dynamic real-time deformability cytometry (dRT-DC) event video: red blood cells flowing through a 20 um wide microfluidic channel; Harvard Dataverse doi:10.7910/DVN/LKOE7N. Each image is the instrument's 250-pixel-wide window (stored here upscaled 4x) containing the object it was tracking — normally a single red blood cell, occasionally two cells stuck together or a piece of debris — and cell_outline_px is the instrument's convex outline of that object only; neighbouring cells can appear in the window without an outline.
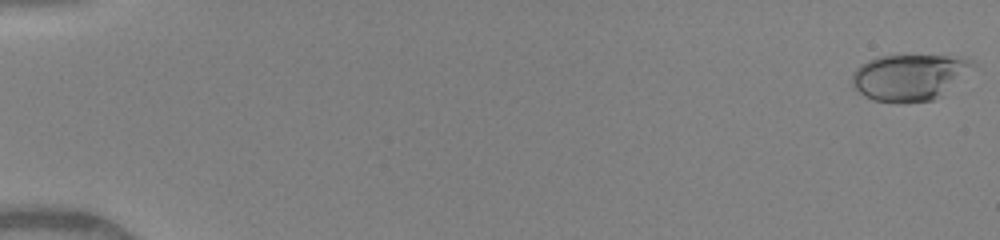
{"species": "human", "species_latin": "Homo sapiens", "temperature_condition": "warm", "stored_images_in_passage": 50, "camera_frame_rate_fps": 3000, "um_per_image_px": 0.085, "donor": {"sex": "female"}, "frame": {"image": 1, "passage_image": 1, "time_ms": 0.0, "image_size_px": [1000, 240], "cell_outline_px": [[976, 64], [944, 96], [932, 100], [872, 100], [864, 96], [852, 84], [852, 76], [856, 68], [860, 64], [876, 56], [964, 56], [972, 60]], "centroid_in_image_um": [77.34, 6.52], "position_along_channel_um": 7.7, "area_um2": 32.14}}
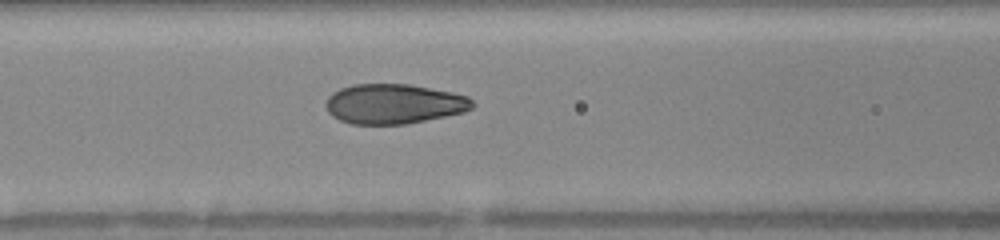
{"frame": {"image": 2, "passage_image": 23, "time_ms": 7.333, "image_size_px": [1000, 240], "cell_outline_px": [[476, 104], [472, 108], [464, 112], [404, 124], [352, 124], [340, 120], [332, 116], [328, 112], [328, 96], [332, 92], [340, 88], [352, 84], [408, 84], [452, 92], [468, 96]], "centroid_in_image_um": [33.49, 8.82], "position_along_channel_um": 133.1, "area_um2": 33.87}}
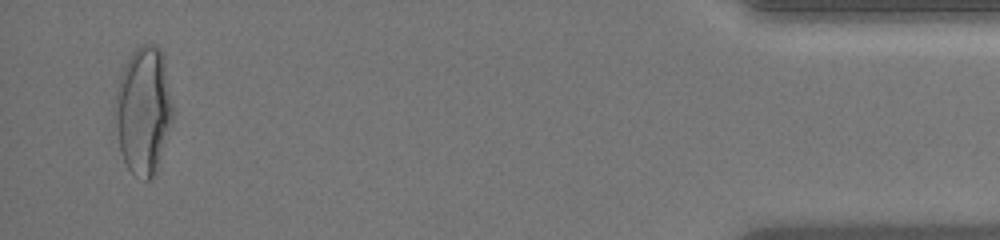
{"frame": {"image": 3, "passage_image": 49, "time_ms": 16.0, "image_size_px": [1000, 240], "cell_outline_px": [[172, 120], [156, 172], [148, 180], [144, 180], [132, 172], [128, 168], [120, 152], [112, 120], [112, 112], [116, 92], [120, 76], [124, 64], [128, 56], [140, 44], [156, 44], [160, 48], [164, 56], [172, 104]], "centroid_in_image_um": [12.15, 9.35], "position_along_channel_um": 423.1, "area_um2": 43.52}, "authors_computed_cell_mechanics": {"area_um2": 34.1598, "velocity_mm_per_s": 4.1173, "shape_relaxation_time_tau1_ms": 5.4637, "shape_relaxation_time_tau2_ms": null, "deformation_change_tau1": 0.2177, "deformation_change_tau2": null}}